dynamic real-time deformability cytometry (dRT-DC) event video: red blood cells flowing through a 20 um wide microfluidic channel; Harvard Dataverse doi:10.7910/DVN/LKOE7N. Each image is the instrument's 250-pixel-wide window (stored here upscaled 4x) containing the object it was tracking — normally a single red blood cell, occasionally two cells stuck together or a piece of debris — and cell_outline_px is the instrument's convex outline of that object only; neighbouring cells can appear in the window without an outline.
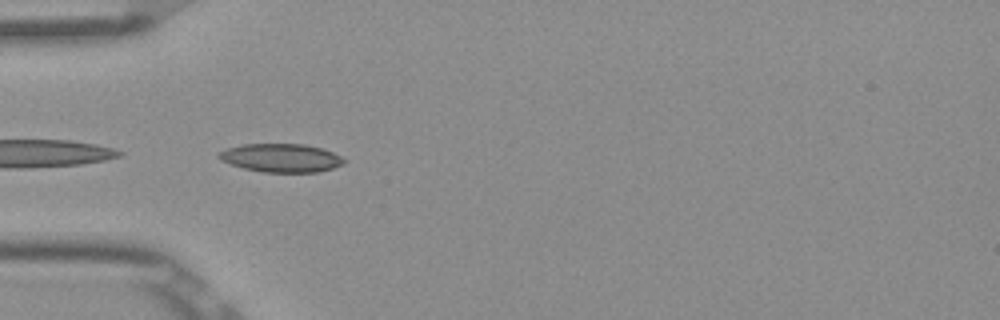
{"species": "Egyptian fruit bat (a non-hibernating species)", "species_latin": "Rousettus aegyptiacus", "temperature_condition": "room temperature", "stored_images_in_passage": 37, "camera_frame_rate_fps": 3000, "um_per_image_px": 0.085, "frame": {"image": 1, "passage_image": 1, "time_ms": 0.0, "image_size_px": [1000, 320], "cell_outline_px": [[344, 164], [332, 168], [316, 172], [264, 172], [244, 168], [220, 160], [216, 156], [216, 152], [228, 148], [244, 144], [304, 144], [320, 148], [332, 152], [340, 156], [344, 160]], "centroid_in_image_um": [23.85, 13.42], "position_along_channel_um": 61.1, "area_um2": 20.58}}
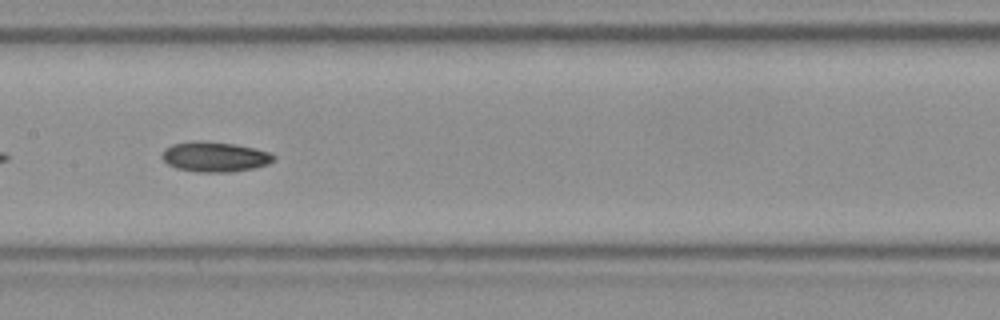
{"frame": {"image": 2, "passage_image": 11, "time_ms": 3.333, "image_size_px": [1000, 320], "cell_outline_px": [[276, 160], [268, 164], [252, 168], [232, 172], [196, 172], [176, 168], [168, 164], [160, 156], [164, 148], [172, 144], [192, 140], [200, 140], [236, 144], [256, 148], [272, 152], [276, 156]], "centroid_in_image_um": [18.27, 13.31], "position_along_channel_um": 189.1, "area_um2": 20.0}}
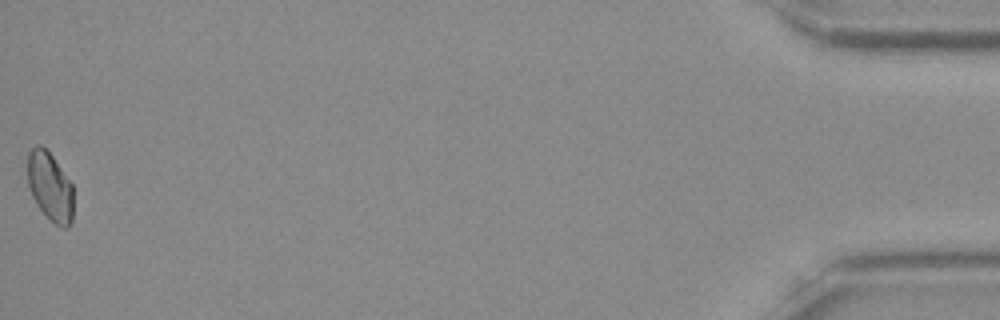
{"frame": {"image": 3, "passage_image": 37, "time_ms": 12.0, "image_size_px": [1000, 320], "cell_outline_px": [[72, 220], [68, 228], [60, 228], [36, 204], [32, 196], [28, 184], [28, 152], [36, 144], [40, 144], [52, 156], [72, 184]], "centroid_in_image_um": [4.24, 15.86], "position_along_channel_um": 431.0, "area_um2": 18.09}}